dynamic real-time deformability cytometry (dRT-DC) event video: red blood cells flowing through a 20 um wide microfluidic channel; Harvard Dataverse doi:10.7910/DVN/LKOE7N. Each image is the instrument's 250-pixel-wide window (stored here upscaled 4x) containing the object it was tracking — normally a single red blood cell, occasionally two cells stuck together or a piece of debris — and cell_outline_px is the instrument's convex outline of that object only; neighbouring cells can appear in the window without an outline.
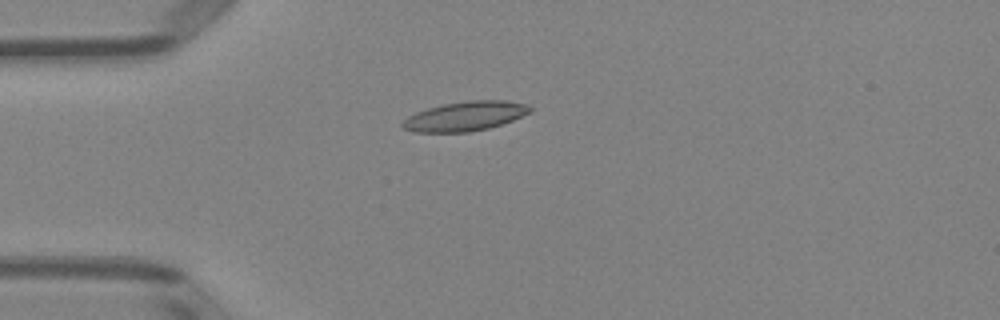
{"species": "Egyptian fruit bat (a non-hibernating species)", "species_latin": "Rousettus aegyptiacus", "temperature_condition": "room temperature", "stored_images_in_passage": 4, "camera_frame_rate_fps": 3000, "um_per_image_px": 0.085, "animal": {"sex": "female"}, "frame": {"image": 1, "passage_image": 4, "time_ms": 3.333, "image_size_px": [1000, 320], "cell_outline_px": [[532, 112], [512, 120], [488, 128], [468, 132], [412, 132], [404, 128], [400, 124], [408, 116], [416, 112], [428, 108], [444, 104], [472, 100], [504, 100], [524, 104], [532, 108]], "centroid_in_image_um": [39.52, 9.88], "position_along_channel_um": 45.5, "area_um2": 21.68}}